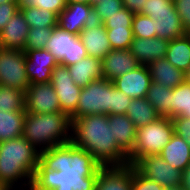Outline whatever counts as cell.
<instances>
[{"instance_id": "obj_1", "label": "cell", "mask_w": 190, "mask_h": 190, "mask_svg": "<svg viewBox=\"0 0 190 190\" xmlns=\"http://www.w3.org/2000/svg\"><path fill=\"white\" fill-rule=\"evenodd\" d=\"M101 165L72 142L40 152L30 190H95Z\"/></svg>"}, {"instance_id": "obj_2", "label": "cell", "mask_w": 190, "mask_h": 190, "mask_svg": "<svg viewBox=\"0 0 190 190\" xmlns=\"http://www.w3.org/2000/svg\"><path fill=\"white\" fill-rule=\"evenodd\" d=\"M72 121L71 142L88 153L101 166L129 164L128 155L117 145L108 115L93 114Z\"/></svg>"}, {"instance_id": "obj_3", "label": "cell", "mask_w": 190, "mask_h": 190, "mask_svg": "<svg viewBox=\"0 0 190 190\" xmlns=\"http://www.w3.org/2000/svg\"><path fill=\"white\" fill-rule=\"evenodd\" d=\"M39 159L40 152L23 136L0 142V181L13 190L19 184L30 190Z\"/></svg>"}, {"instance_id": "obj_4", "label": "cell", "mask_w": 190, "mask_h": 190, "mask_svg": "<svg viewBox=\"0 0 190 190\" xmlns=\"http://www.w3.org/2000/svg\"><path fill=\"white\" fill-rule=\"evenodd\" d=\"M132 100L113 81L101 78L81 89L77 109L70 117L75 120L93 114L125 115Z\"/></svg>"}, {"instance_id": "obj_5", "label": "cell", "mask_w": 190, "mask_h": 190, "mask_svg": "<svg viewBox=\"0 0 190 190\" xmlns=\"http://www.w3.org/2000/svg\"><path fill=\"white\" fill-rule=\"evenodd\" d=\"M71 128V117L64 112H26L22 136L42 152L71 142Z\"/></svg>"}, {"instance_id": "obj_6", "label": "cell", "mask_w": 190, "mask_h": 190, "mask_svg": "<svg viewBox=\"0 0 190 190\" xmlns=\"http://www.w3.org/2000/svg\"><path fill=\"white\" fill-rule=\"evenodd\" d=\"M173 134L174 126L168 117H160L137 129L133 151L128 155L129 164L135 165L148 155H159Z\"/></svg>"}, {"instance_id": "obj_7", "label": "cell", "mask_w": 190, "mask_h": 190, "mask_svg": "<svg viewBox=\"0 0 190 190\" xmlns=\"http://www.w3.org/2000/svg\"><path fill=\"white\" fill-rule=\"evenodd\" d=\"M46 49L54 55L59 64L65 66H71L88 56L79 36L64 31L58 26L53 29Z\"/></svg>"}, {"instance_id": "obj_8", "label": "cell", "mask_w": 190, "mask_h": 190, "mask_svg": "<svg viewBox=\"0 0 190 190\" xmlns=\"http://www.w3.org/2000/svg\"><path fill=\"white\" fill-rule=\"evenodd\" d=\"M25 67L23 50L0 47V85L25 92L30 84Z\"/></svg>"}, {"instance_id": "obj_9", "label": "cell", "mask_w": 190, "mask_h": 190, "mask_svg": "<svg viewBox=\"0 0 190 190\" xmlns=\"http://www.w3.org/2000/svg\"><path fill=\"white\" fill-rule=\"evenodd\" d=\"M134 166L143 176L164 188L181 184L182 171L166 163L160 155L142 157Z\"/></svg>"}, {"instance_id": "obj_10", "label": "cell", "mask_w": 190, "mask_h": 190, "mask_svg": "<svg viewBox=\"0 0 190 190\" xmlns=\"http://www.w3.org/2000/svg\"><path fill=\"white\" fill-rule=\"evenodd\" d=\"M50 84L57 94L61 111L71 116L77 109L82 88L74 83L68 67L58 63L52 70Z\"/></svg>"}, {"instance_id": "obj_11", "label": "cell", "mask_w": 190, "mask_h": 190, "mask_svg": "<svg viewBox=\"0 0 190 190\" xmlns=\"http://www.w3.org/2000/svg\"><path fill=\"white\" fill-rule=\"evenodd\" d=\"M25 111L27 113L62 112L57 94L50 84H29L25 91Z\"/></svg>"}, {"instance_id": "obj_12", "label": "cell", "mask_w": 190, "mask_h": 190, "mask_svg": "<svg viewBox=\"0 0 190 190\" xmlns=\"http://www.w3.org/2000/svg\"><path fill=\"white\" fill-rule=\"evenodd\" d=\"M23 51L30 84L50 82L52 70L58 64L54 55L46 48Z\"/></svg>"}, {"instance_id": "obj_13", "label": "cell", "mask_w": 190, "mask_h": 190, "mask_svg": "<svg viewBox=\"0 0 190 190\" xmlns=\"http://www.w3.org/2000/svg\"><path fill=\"white\" fill-rule=\"evenodd\" d=\"M151 82L150 71L146 65H140L113 80L114 86L132 99L146 97Z\"/></svg>"}, {"instance_id": "obj_14", "label": "cell", "mask_w": 190, "mask_h": 190, "mask_svg": "<svg viewBox=\"0 0 190 190\" xmlns=\"http://www.w3.org/2000/svg\"><path fill=\"white\" fill-rule=\"evenodd\" d=\"M94 21L93 6L90 4H67L58 15V27L77 36L86 25Z\"/></svg>"}, {"instance_id": "obj_15", "label": "cell", "mask_w": 190, "mask_h": 190, "mask_svg": "<svg viewBox=\"0 0 190 190\" xmlns=\"http://www.w3.org/2000/svg\"><path fill=\"white\" fill-rule=\"evenodd\" d=\"M133 165L101 166L95 190H132Z\"/></svg>"}, {"instance_id": "obj_16", "label": "cell", "mask_w": 190, "mask_h": 190, "mask_svg": "<svg viewBox=\"0 0 190 190\" xmlns=\"http://www.w3.org/2000/svg\"><path fill=\"white\" fill-rule=\"evenodd\" d=\"M79 38L87 50L88 56L103 59L112 50L105 25L94 21L86 25L79 33Z\"/></svg>"}, {"instance_id": "obj_17", "label": "cell", "mask_w": 190, "mask_h": 190, "mask_svg": "<svg viewBox=\"0 0 190 190\" xmlns=\"http://www.w3.org/2000/svg\"><path fill=\"white\" fill-rule=\"evenodd\" d=\"M140 66L130 49H112L102 59L103 78L113 81Z\"/></svg>"}, {"instance_id": "obj_18", "label": "cell", "mask_w": 190, "mask_h": 190, "mask_svg": "<svg viewBox=\"0 0 190 190\" xmlns=\"http://www.w3.org/2000/svg\"><path fill=\"white\" fill-rule=\"evenodd\" d=\"M169 41L160 37L138 38L133 37L130 51L140 65L148 66L153 61L164 58Z\"/></svg>"}, {"instance_id": "obj_19", "label": "cell", "mask_w": 190, "mask_h": 190, "mask_svg": "<svg viewBox=\"0 0 190 190\" xmlns=\"http://www.w3.org/2000/svg\"><path fill=\"white\" fill-rule=\"evenodd\" d=\"M29 30L24 15L18 10L0 31V47L24 50Z\"/></svg>"}, {"instance_id": "obj_20", "label": "cell", "mask_w": 190, "mask_h": 190, "mask_svg": "<svg viewBox=\"0 0 190 190\" xmlns=\"http://www.w3.org/2000/svg\"><path fill=\"white\" fill-rule=\"evenodd\" d=\"M109 128L112 129L117 145L129 155L133 151L137 129L127 115H108Z\"/></svg>"}, {"instance_id": "obj_21", "label": "cell", "mask_w": 190, "mask_h": 190, "mask_svg": "<svg viewBox=\"0 0 190 190\" xmlns=\"http://www.w3.org/2000/svg\"><path fill=\"white\" fill-rule=\"evenodd\" d=\"M74 83L83 88L94 80L103 78L102 60L86 56L77 63L67 66Z\"/></svg>"}, {"instance_id": "obj_22", "label": "cell", "mask_w": 190, "mask_h": 190, "mask_svg": "<svg viewBox=\"0 0 190 190\" xmlns=\"http://www.w3.org/2000/svg\"><path fill=\"white\" fill-rule=\"evenodd\" d=\"M152 82L173 89L184 83V72L174 67L165 57L148 65Z\"/></svg>"}, {"instance_id": "obj_23", "label": "cell", "mask_w": 190, "mask_h": 190, "mask_svg": "<svg viewBox=\"0 0 190 190\" xmlns=\"http://www.w3.org/2000/svg\"><path fill=\"white\" fill-rule=\"evenodd\" d=\"M159 155L166 163L180 171L190 164V146L175 133Z\"/></svg>"}, {"instance_id": "obj_24", "label": "cell", "mask_w": 190, "mask_h": 190, "mask_svg": "<svg viewBox=\"0 0 190 190\" xmlns=\"http://www.w3.org/2000/svg\"><path fill=\"white\" fill-rule=\"evenodd\" d=\"M165 58L174 67L185 73L190 67V39L183 35L170 40Z\"/></svg>"}, {"instance_id": "obj_25", "label": "cell", "mask_w": 190, "mask_h": 190, "mask_svg": "<svg viewBox=\"0 0 190 190\" xmlns=\"http://www.w3.org/2000/svg\"><path fill=\"white\" fill-rule=\"evenodd\" d=\"M126 115L132 120L136 129L152 123L161 117L146 97L133 99L127 108Z\"/></svg>"}, {"instance_id": "obj_26", "label": "cell", "mask_w": 190, "mask_h": 190, "mask_svg": "<svg viewBox=\"0 0 190 190\" xmlns=\"http://www.w3.org/2000/svg\"><path fill=\"white\" fill-rule=\"evenodd\" d=\"M149 17L155 19L156 37L170 41L185 35V29L177 12Z\"/></svg>"}, {"instance_id": "obj_27", "label": "cell", "mask_w": 190, "mask_h": 190, "mask_svg": "<svg viewBox=\"0 0 190 190\" xmlns=\"http://www.w3.org/2000/svg\"><path fill=\"white\" fill-rule=\"evenodd\" d=\"M26 111H0V142L21 137Z\"/></svg>"}, {"instance_id": "obj_28", "label": "cell", "mask_w": 190, "mask_h": 190, "mask_svg": "<svg viewBox=\"0 0 190 190\" xmlns=\"http://www.w3.org/2000/svg\"><path fill=\"white\" fill-rule=\"evenodd\" d=\"M172 91L171 88L151 82L146 99L156 108L161 117L171 119Z\"/></svg>"}, {"instance_id": "obj_29", "label": "cell", "mask_w": 190, "mask_h": 190, "mask_svg": "<svg viewBox=\"0 0 190 190\" xmlns=\"http://www.w3.org/2000/svg\"><path fill=\"white\" fill-rule=\"evenodd\" d=\"M30 28H47L58 26V15L44 8L31 7L21 9Z\"/></svg>"}, {"instance_id": "obj_30", "label": "cell", "mask_w": 190, "mask_h": 190, "mask_svg": "<svg viewBox=\"0 0 190 190\" xmlns=\"http://www.w3.org/2000/svg\"><path fill=\"white\" fill-rule=\"evenodd\" d=\"M0 111H25V92L18 88L0 85Z\"/></svg>"}, {"instance_id": "obj_31", "label": "cell", "mask_w": 190, "mask_h": 190, "mask_svg": "<svg viewBox=\"0 0 190 190\" xmlns=\"http://www.w3.org/2000/svg\"><path fill=\"white\" fill-rule=\"evenodd\" d=\"M177 116L190 119V85L185 82L172 91L171 118Z\"/></svg>"}, {"instance_id": "obj_32", "label": "cell", "mask_w": 190, "mask_h": 190, "mask_svg": "<svg viewBox=\"0 0 190 190\" xmlns=\"http://www.w3.org/2000/svg\"><path fill=\"white\" fill-rule=\"evenodd\" d=\"M133 37L155 38L156 26L155 19L141 13L134 14L132 21Z\"/></svg>"}, {"instance_id": "obj_33", "label": "cell", "mask_w": 190, "mask_h": 190, "mask_svg": "<svg viewBox=\"0 0 190 190\" xmlns=\"http://www.w3.org/2000/svg\"><path fill=\"white\" fill-rule=\"evenodd\" d=\"M109 43L112 49H130L133 41L132 28H112L106 29Z\"/></svg>"}, {"instance_id": "obj_34", "label": "cell", "mask_w": 190, "mask_h": 190, "mask_svg": "<svg viewBox=\"0 0 190 190\" xmlns=\"http://www.w3.org/2000/svg\"><path fill=\"white\" fill-rule=\"evenodd\" d=\"M54 28L55 27L30 28L26 37L24 50L46 48Z\"/></svg>"}, {"instance_id": "obj_35", "label": "cell", "mask_w": 190, "mask_h": 190, "mask_svg": "<svg viewBox=\"0 0 190 190\" xmlns=\"http://www.w3.org/2000/svg\"><path fill=\"white\" fill-rule=\"evenodd\" d=\"M123 7L122 0H101L93 5L94 20L104 23Z\"/></svg>"}, {"instance_id": "obj_36", "label": "cell", "mask_w": 190, "mask_h": 190, "mask_svg": "<svg viewBox=\"0 0 190 190\" xmlns=\"http://www.w3.org/2000/svg\"><path fill=\"white\" fill-rule=\"evenodd\" d=\"M66 6V0H17L18 10L38 7L54 12L57 15H59Z\"/></svg>"}, {"instance_id": "obj_37", "label": "cell", "mask_w": 190, "mask_h": 190, "mask_svg": "<svg viewBox=\"0 0 190 190\" xmlns=\"http://www.w3.org/2000/svg\"><path fill=\"white\" fill-rule=\"evenodd\" d=\"M170 12H176L173 0H147L142 7L141 14L157 16Z\"/></svg>"}, {"instance_id": "obj_38", "label": "cell", "mask_w": 190, "mask_h": 190, "mask_svg": "<svg viewBox=\"0 0 190 190\" xmlns=\"http://www.w3.org/2000/svg\"><path fill=\"white\" fill-rule=\"evenodd\" d=\"M134 13L123 7L116 12L114 15L110 16L103 24L106 29L112 28H132Z\"/></svg>"}, {"instance_id": "obj_39", "label": "cell", "mask_w": 190, "mask_h": 190, "mask_svg": "<svg viewBox=\"0 0 190 190\" xmlns=\"http://www.w3.org/2000/svg\"><path fill=\"white\" fill-rule=\"evenodd\" d=\"M132 190H164V187L143 176L133 165Z\"/></svg>"}, {"instance_id": "obj_40", "label": "cell", "mask_w": 190, "mask_h": 190, "mask_svg": "<svg viewBox=\"0 0 190 190\" xmlns=\"http://www.w3.org/2000/svg\"><path fill=\"white\" fill-rule=\"evenodd\" d=\"M174 133L180 136L190 146V119L187 117L177 116L171 118Z\"/></svg>"}, {"instance_id": "obj_41", "label": "cell", "mask_w": 190, "mask_h": 190, "mask_svg": "<svg viewBox=\"0 0 190 190\" xmlns=\"http://www.w3.org/2000/svg\"><path fill=\"white\" fill-rule=\"evenodd\" d=\"M173 2L183 28L187 30L190 27V0H173Z\"/></svg>"}, {"instance_id": "obj_42", "label": "cell", "mask_w": 190, "mask_h": 190, "mask_svg": "<svg viewBox=\"0 0 190 190\" xmlns=\"http://www.w3.org/2000/svg\"><path fill=\"white\" fill-rule=\"evenodd\" d=\"M17 11V2H7L0 4V31L5 27L8 21Z\"/></svg>"}, {"instance_id": "obj_43", "label": "cell", "mask_w": 190, "mask_h": 190, "mask_svg": "<svg viewBox=\"0 0 190 190\" xmlns=\"http://www.w3.org/2000/svg\"><path fill=\"white\" fill-rule=\"evenodd\" d=\"M123 6L134 14L142 12V7L147 0H122Z\"/></svg>"}, {"instance_id": "obj_44", "label": "cell", "mask_w": 190, "mask_h": 190, "mask_svg": "<svg viewBox=\"0 0 190 190\" xmlns=\"http://www.w3.org/2000/svg\"><path fill=\"white\" fill-rule=\"evenodd\" d=\"M181 187L190 190V164L182 171Z\"/></svg>"}, {"instance_id": "obj_45", "label": "cell", "mask_w": 190, "mask_h": 190, "mask_svg": "<svg viewBox=\"0 0 190 190\" xmlns=\"http://www.w3.org/2000/svg\"><path fill=\"white\" fill-rule=\"evenodd\" d=\"M67 4L70 3H84V4H90L91 5V0H66Z\"/></svg>"}, {"instance_id": "obj_46", "label": "cell", "mask_w": 190, "mask_h": 190, "mask_svg": "<svg viewBox=\"0 0 190 190\" xmlns=\"http://www.w3.org/2000/svg\"><path fill=\"white\" fill-rule=\"evenodd\" d=\"M184 82L190 85V67L184 73Z\"/></svg>"}, {"instance_id": "obj_47", "label": "cell", "mask_w": 190, "mask_h": 190, "mask_svg": "<svg viewBox=\"0 0 190 190\" xmlns=\"http://www.w3.org/2000/svg\"><path fill=\"white\" fill-rule=\"evenodd\" d=\"M0 190H13L9 185L0 181Z\"/></svg>"}, {"instance_id": "obj_48", "label": "cell", "mask_w": 190, "mask_h": 190, "mask_svg": "<svg viewBox=\"0 0 190 190\" xmlns=\"http://www.w3.org/2000/svg\"><path fill=\"white\" fill-rule=\"evenodd\" d=\"M164 190H184V189L181 187V185H177L170 188H164Z\"/></svg>"}, {"instance_id": "obj_49", "label": "cell", "mask_w": 190, "mask_h": 190, "mask_svg": "<svg viewBox=\"0 0 190 190\" xmlns=\"http://www.w3.org/2000/svg\"><path fill=\"white\" fill-rule=\"evenodd\" d=\"M7 2H17V0H0V4L7 3Z\"/></svg>"}, {"instance_id": "obj_50", "label": "cell", "mask_w": 190, "mask_h": 190, "mask_svg": "<svg viewBox=\"0 0 190 190\" xmlns=\"http://www.w3.org/2000/svg\"><path fill=\"white\" fill-rule=\"evenodd\" d=\"M185 35L190 39V27L185 30Z\"/></svg>"}, {"instance_id": "obj_51", "label": "cell", "mask_w": 190, "mask_h": 190, "mask_svg": "<svg viewBox=\"0 0 190 190\" xmlns=\"http://www.w3.org/2000/svg\"><path fill=\"white\" fill-rule=\"evenodd\" d=\"M101 0H91V5L93 6L95 3L100 2Z\"/></svg>"}]
</instances>
